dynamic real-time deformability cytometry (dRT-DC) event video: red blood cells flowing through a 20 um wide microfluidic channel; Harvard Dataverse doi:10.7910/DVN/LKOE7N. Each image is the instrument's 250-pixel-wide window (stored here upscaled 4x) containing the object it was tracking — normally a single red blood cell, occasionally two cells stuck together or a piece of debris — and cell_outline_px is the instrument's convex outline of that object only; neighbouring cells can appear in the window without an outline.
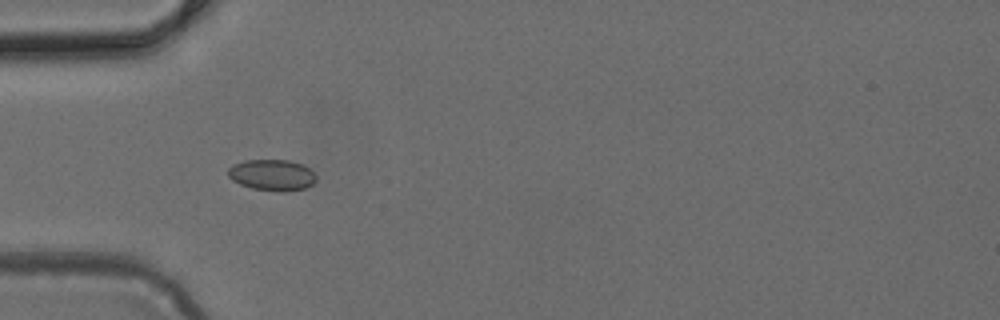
{"species": "common noctule bat (a hibernating species)", "species_latin": "Nyctalus noctula", "temperature_condition": "cold", "stored_images_in_passage": 34, "camera_frame_rate_fps": 3000, "um_per_image_px": 0.085, "animal": {"sex": "female", "body_mass_g": 24.6, "forearm_length_mm": 56.2}, "frame": {"image": 1, "passage_image": 1, "time_ms": 0.0, "image_size_px": [1000, 320], "cell_outline_px": [[316, 180], [312, 184], [304, 188], [284, 192], [280, 192], [252, 188], [240, 184], [232, 180], [228, 176], [228, 168], [244, 160], [288, 160], [304, 164], [316, 176]], "centroid_in_image_um": [23.13, 14.88], "position_along_channel_um": 61.9, "area_um2": 15.95}}
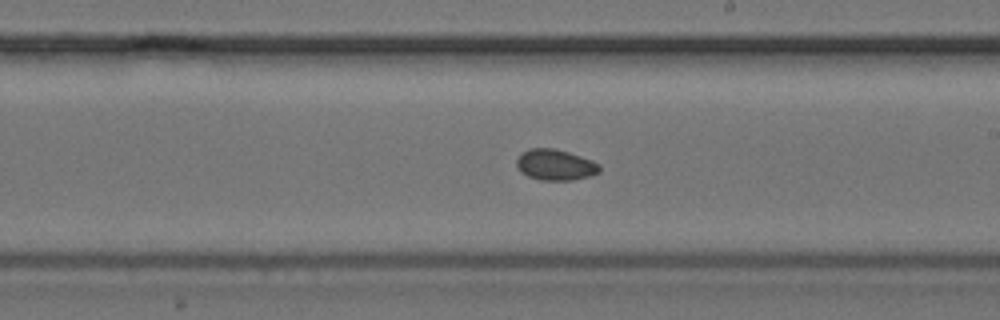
{"frame": {"image": 2, "passage_image": 14, "time_ms": 4.333, "image_size_px": [1000, 320], "cell_outline_px": [[600, 172], [588, 176], [572, 180], [540, 180], [528, 176], [520, 172], [516, 168], [516, 160], [520, 152], [528, 148], [556, 148], [592, 160], [600, 164]], "centroid_in_image_um": [47.16, 14.0], "position_along_channel_um": 241.8, "area_um2": 15.14}}
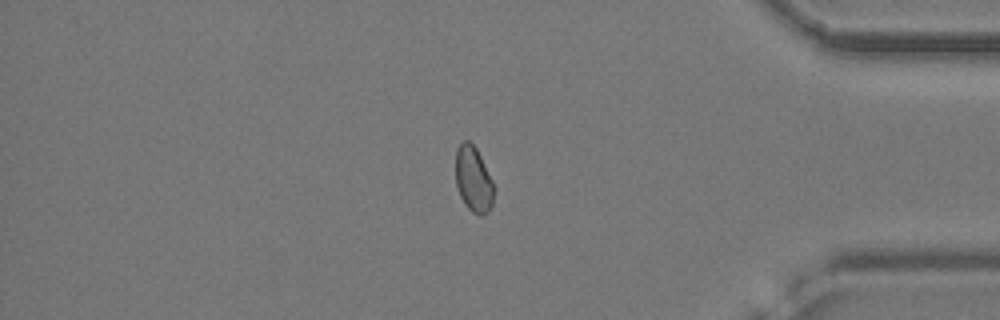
{"frame": {"image": 3, "passage_image": 27, "time_ms": 8.667, "image_size_px": [1000, 320], "cell_outline_px": [[492, 204], [488, 212], [480, 216], [472, 212], [464, 204], [460, 196], [456, 184], [456, 148], [464, 140], [468, 140], [476, 148], [492, 180]], "centroid_in_image_um": [40.21, 15.24], "position_along_channel_um": 395.0, "area_um2": 14.39}}